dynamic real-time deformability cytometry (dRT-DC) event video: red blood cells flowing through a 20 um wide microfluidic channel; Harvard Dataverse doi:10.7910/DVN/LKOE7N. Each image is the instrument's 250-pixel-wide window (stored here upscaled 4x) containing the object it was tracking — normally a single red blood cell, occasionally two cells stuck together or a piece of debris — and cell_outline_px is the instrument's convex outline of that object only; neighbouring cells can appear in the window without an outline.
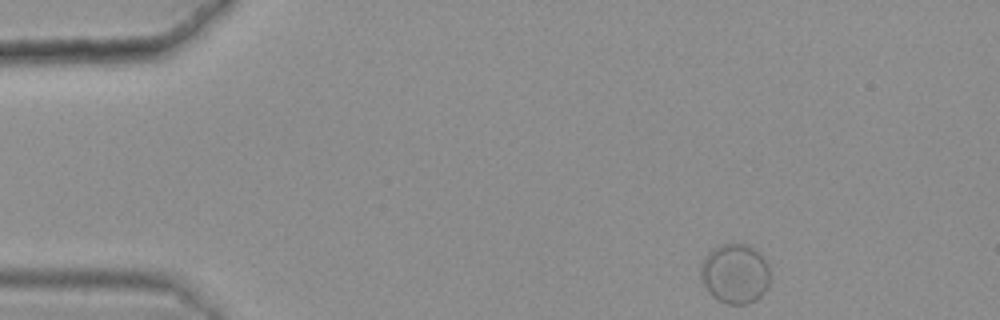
{"species": "common noctule bat (a hibernating species)", "species_latin": "Nyctalus noctula", "temperature_condition": "warm", "stored_images_in_passage": 41, "camera_frame_rate_fps": 3000, "um_per_image_px": 0.085, "animal": {"sex": "female", "body_mass_g": 25.1}, "frame": {"image": 1, "passage_image": 1, "time_ms": 0.0, "image_size_px": [1000, 320], "cell_outline_px": [[768, 284], [764, 292], [756, 300], [748, 304], [724, 304], [712, 296], [708, 292], [700, 276], [700, 268], [708, 252], [712, 248], [724, 244], [748, 244], [768, 264]], "centroid_in_image_um": [62.44, 23.29], "position_along_channel_um": 22.6, "area_um2": 23.93}}
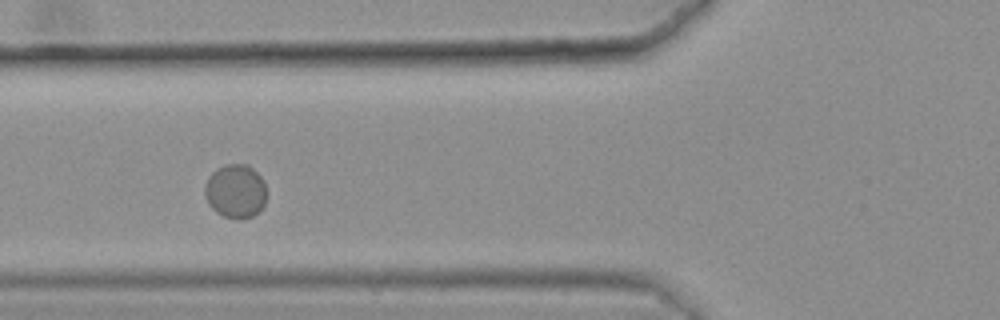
{"frame": {"image": 2, "passage_image": 15, "time_ms": 4.667, "image_size_px": [1000, 320], "cell_outline_px": [[264, 204], [260, 212], [252, 216], [240, 220], [236, 220], [224, 216], [216, 212], [208, 204], [204, 192], [204, 188], [208, 176], [216, 168], [224, 164], [248, 164], [260, 176], [264, 184]], "centroid_in_image_um": [19.99, 16.26], "position_along_channel_um": 105.8, "area_um2": 19.48}}
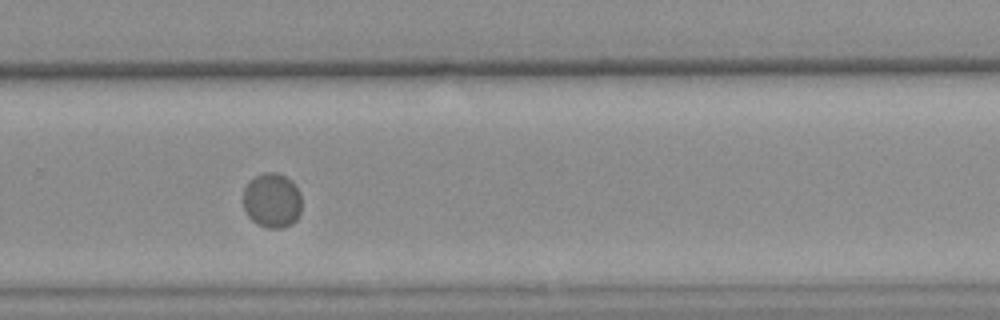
{"frame": {"image": 3, "passage_image": 32, "time_ms": 10.333, "image_size_px": [1000, 320], "cell_outline_px": [[300, 216], [292, 224], [284, 228], [268, 228], [256, 224], [248, 216], [244, 208], [244, 188], [248, 180], [264, 172], [276, 172], [292, 180], [296, 184], [300, 192]], "centroid_in_image_um": [23.13, 17.04], "position_along_channel_um": 306.7, "area_um2": 18.96}}